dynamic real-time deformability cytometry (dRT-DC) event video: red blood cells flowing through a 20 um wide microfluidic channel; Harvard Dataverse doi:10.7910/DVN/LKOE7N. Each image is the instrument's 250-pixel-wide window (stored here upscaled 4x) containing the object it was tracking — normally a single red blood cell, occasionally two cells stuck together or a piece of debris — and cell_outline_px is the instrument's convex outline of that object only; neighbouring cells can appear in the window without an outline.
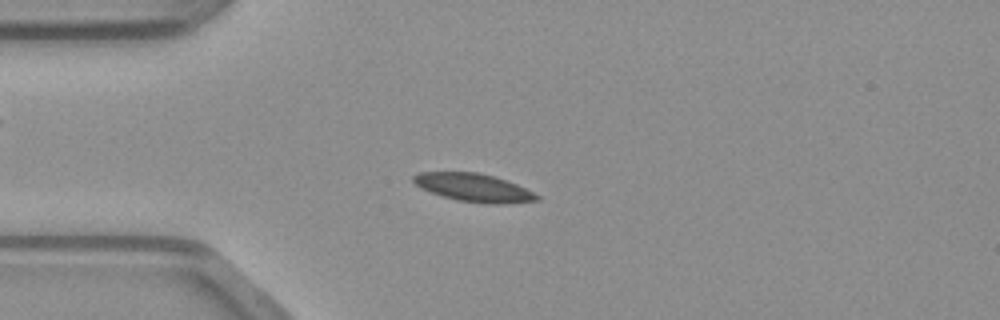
{"species": "common noctule bat (a hibernating species)", "species_latin": "Nyctalus noctula", "temperature_condition": "warm", "stored_images_in_passage": 49, "camera_frame_rate_fps": 3000, "um_per_image_px": 0.085, "animal": {"sex": "male", "body_mass_g": 23.1, "forearm_length_mm": 52.7}, "frame": {"image": 1, "passage_image": 13, "time_ms": 4.0, "image_size_px": [1000, 320], "cell_outline_px": [[540, 200], [504, 204], [484, 204], [456, 200], [420, 188], [412, 180], [412, 176], [420, 172], [476, 172], [492, 176], [516, 184], [540, 196]], "centroid_in_image_um": [40.26, 15.96], "position_along_channel_um": 44.7, "area_um2": 20.06}}
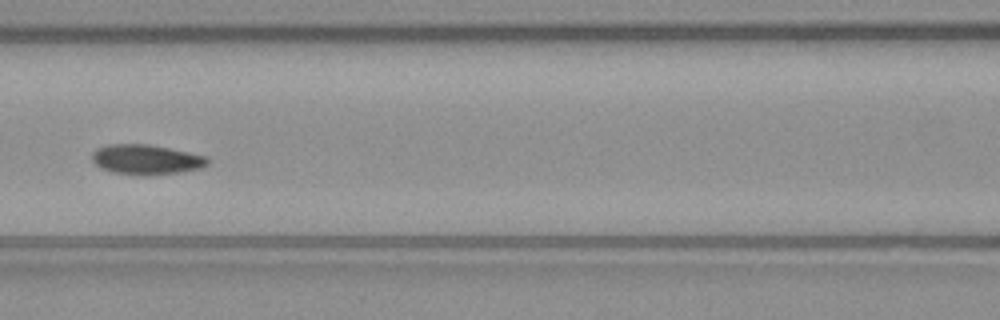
{"frame": {"image": 2, "passage_image": 22, "time_ms": 7.0, "image_size_px": [1000, 320], "cell_outline_px": [[208, 164], [204, 168], [180, 172], [144, 176], [112, 172], [100, 168], [92, 160], [92, 152], [96, 148], [108, 144], [148, 144], [208, 156]], "centroid_in_image_um": [12.43, 13.56], "position_along_channel_um": 154.2, "area_um2": 20.35}}
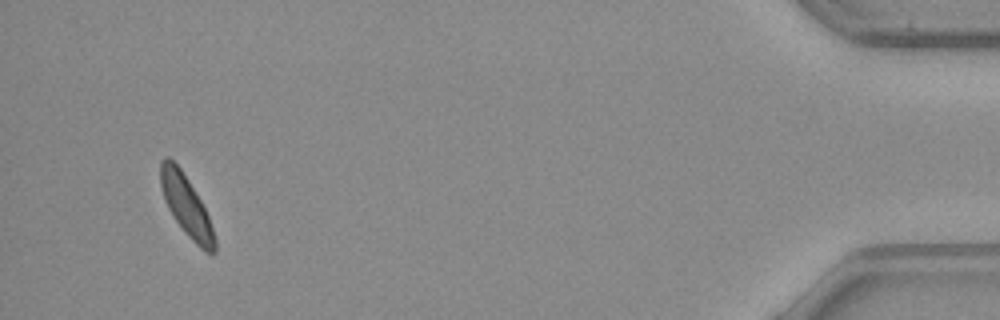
{"frame": {"image": 3, "passage_image": 47, "time_ms": 15.333, "image_size_px": [1000, 320], "cell_outline_px": [[216, 252], [212, 256], [204, 252], [184, 232], [172, 216], [164, 200], [160, 188], [160, 160], [164, 156], [168, 156], [180, 168], [188, 180], [200, 200], [208, 216], [216, 240]], "centroid_in_image_um": [15.82, 17.52], "position_along_channel_um": 419.4, "area_um2": 19.19}}